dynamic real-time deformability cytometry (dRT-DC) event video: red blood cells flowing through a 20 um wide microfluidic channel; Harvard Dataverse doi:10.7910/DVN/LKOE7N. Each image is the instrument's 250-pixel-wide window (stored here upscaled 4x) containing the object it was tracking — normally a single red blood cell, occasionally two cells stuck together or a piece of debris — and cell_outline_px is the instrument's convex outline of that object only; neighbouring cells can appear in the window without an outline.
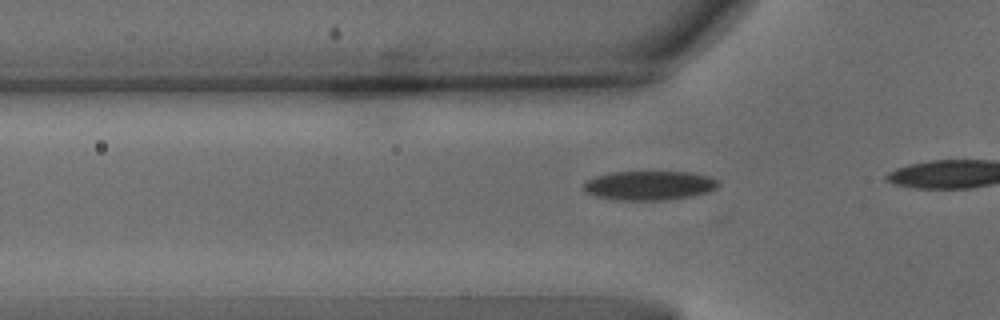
{"species": "common noctule bat (a hibernating species)", "species_latin": "Nyctalus noctula", "temperature_condition": "warm", "stored_images_in_passage": 11, "camera_frame_rate_fps": 3000, "um_per_image_px": 0.085, "animal": {"sex": "male", "body_mass_g": 15.6}, "frame": {"image": 1, "passage_image": 5, "time_ms": 1.333, "image_size_px": [1000, 320], "cell_outline_px": [[720, 184], [716, 188], [708, 192], [692, 196], [668, 200], [620, 200], [596, 196], [584, 192], [584, 184], [588, 180], [596, 176], [612, 172], [692, 172], [712, 176]], "centroid_in_image_um": [55.23, 15.76], "position_along_channel_um": 70.6, "area_um2": 23.0}}
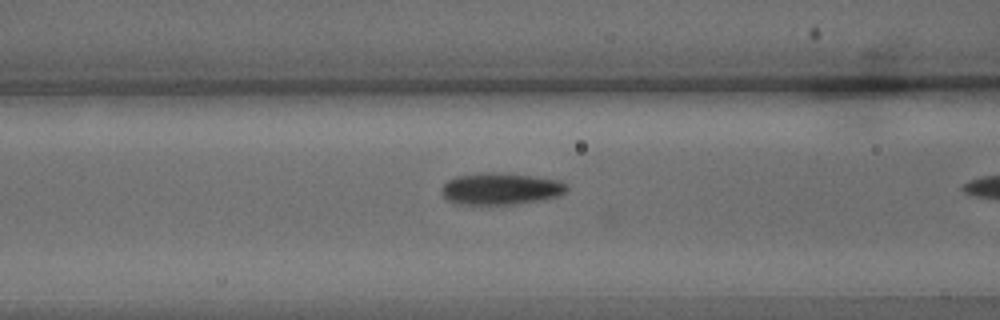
{"frame": {"image": 2, "passage_image": 10, "time_ms": 3.0, "image_size_px": [1000, 320], "cell_outline_px": [[568, 188], [564, 192], [556, 196], [540, 200], [516, 204], [456, 204], [444, 200], [440, 192], [444, 184], [448, 180], [456, 176], [480, 172], [496, 172], [532, 176], [560, 180], [568, 184]], "centroid_in_image_um": [42.5, 16.04], "position_along_channel_um": 124.1, "area_um2": 23.41}}